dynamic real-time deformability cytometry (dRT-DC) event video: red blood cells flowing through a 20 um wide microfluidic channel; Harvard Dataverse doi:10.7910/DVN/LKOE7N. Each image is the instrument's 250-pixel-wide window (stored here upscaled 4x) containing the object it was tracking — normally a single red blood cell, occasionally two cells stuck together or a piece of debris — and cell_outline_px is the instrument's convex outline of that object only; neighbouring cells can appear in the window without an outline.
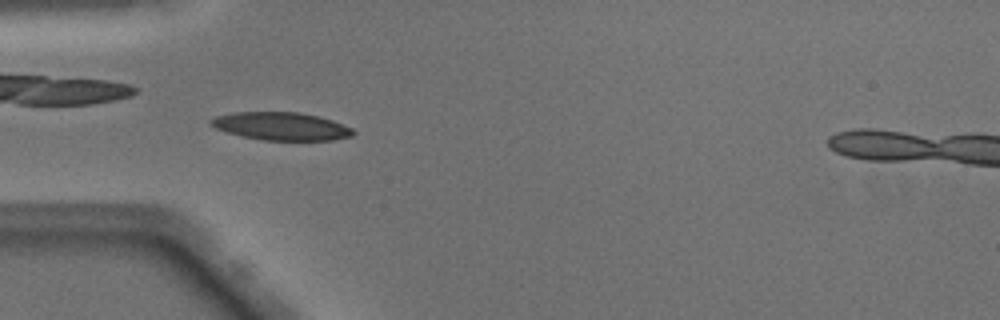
{"species": "Egyptian fruit bat (a non-hibernating species)", "species_latin": "Rousettus aegyptiacus", "temperature_condition": "warm", "stored_images_in_passage": 40, "camera_frame_rate_fps": 3000, "um_per_image_px": 0.085, "animal": {"sex": "male"}, "frame": {"image": 1, "passage_image": 6, "time_ms": 1.667, "image_size_px": [1000, 320], "cell_outline_px": [[356, 132], [352, 136], [332, 140], [260, 140], [228, 132], [216, 128], [208, 124], [208, 120], [216, 116], [236, 112], [300, 112], [332, 120], [352, 128]], "centroid_in_image_um": [23.9, 10.73], "position_along_channel_um": 61.1, "area_um2": 23.06}}
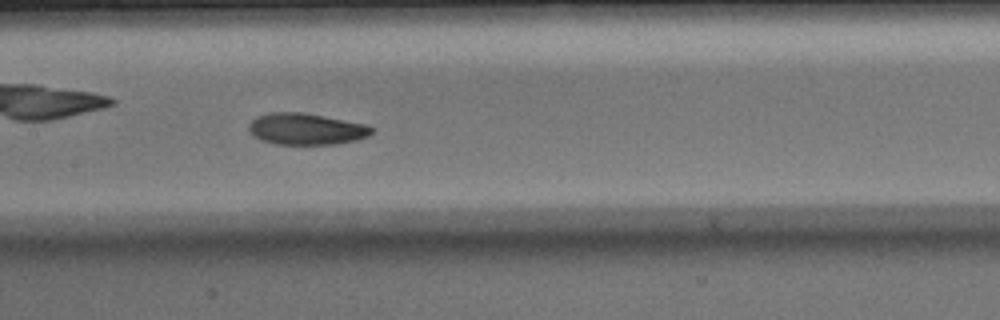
{"frame": {"image": 2, "passage_image": 15, "time_ms": 4.667, "image_size_px": [1000, 320], "cell_outline_px": [[372, 132], [368, 136], [356, 140], [336, 144], [276, 144], [260, 140], [252, 136], [248, 128], [248, 124], [256, 116], [268, 112], [304, 112], [368, 124], [372, 128]], "centroid_in_image_um": [25.99, 10.95], "position_along_channel_um": 181.4, "area_um2": 22.83}}
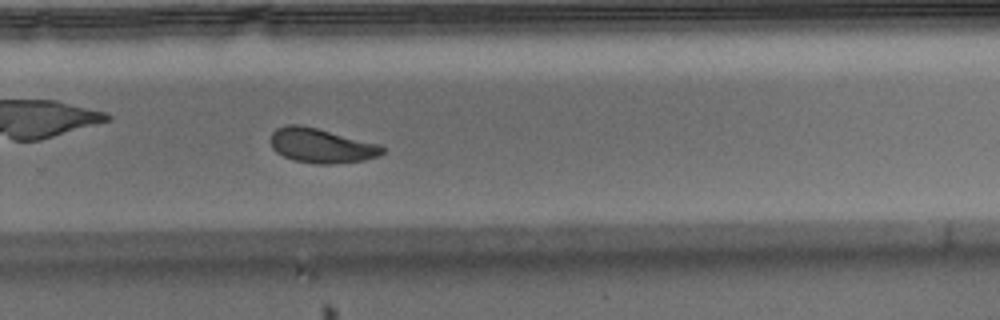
{"frame": {"image": 3, "passage_image": 24, "time_ms": 7.667, "image_size_px": [1000, 320], "cell_outline_px": [[384, 152], [380, 156], [364, 160], [328, 164], [316, 164], [296, 160], [284, 156], [276, 152], [272, 148], [272, 132], [276, 128], [288, 124], [300, 124], [380, 144], [384, 148]], "centroid_in_image_um": [27.33, 12.37], "position_along_channel_um": 302.5, "area_um2": 22.31}, "authors_computed_cell_mechanics": {"area_um2": 22.831, "velocity_mm_per_s": 4.0504, "shape_relaxation_time_tau1_ms": 3.18, "shape_relaxation_time_tau2_ms": 6.9514, "deformation_change_tau1": 0.1389, "deformation_change_tau2": 0.1046}}